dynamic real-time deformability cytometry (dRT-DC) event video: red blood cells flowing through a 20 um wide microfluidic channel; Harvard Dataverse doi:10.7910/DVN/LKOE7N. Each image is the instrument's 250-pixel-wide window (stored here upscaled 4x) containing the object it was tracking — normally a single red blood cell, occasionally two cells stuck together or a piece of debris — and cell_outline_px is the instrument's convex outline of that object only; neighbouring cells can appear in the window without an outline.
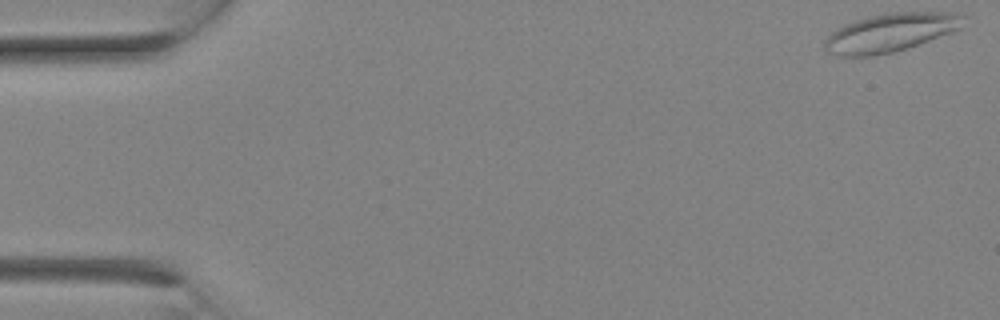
{"species": "Egyptian fruit bat (a non-hibernating species)", "species_latin": "Rousettus aegyptiacus", "temperature_condition": "room temperature", "stored_images_in_passage": 10, "camera_frame_rate_fps": 3000, "um_per_image_px": 0.085, "animal": {"sex": "female"}, "frame": {"image": 1, "passage_image": 1, "time_ms": 0.0, "image_size_px": [1000, 320], "cell_outline_px": [[964, 16], [960, 28], [952, 32], [908, 48], [892, 52], [872, 56], [836, 56], [828, 52], [824, 48], [824, 40], [832, 32], [856, 20], [888, 12], [960, 12]], "centroid_in_image_um": [75.7, 2.77], "position_along_channel_um": 9.3, "area_um2": 30.87}}